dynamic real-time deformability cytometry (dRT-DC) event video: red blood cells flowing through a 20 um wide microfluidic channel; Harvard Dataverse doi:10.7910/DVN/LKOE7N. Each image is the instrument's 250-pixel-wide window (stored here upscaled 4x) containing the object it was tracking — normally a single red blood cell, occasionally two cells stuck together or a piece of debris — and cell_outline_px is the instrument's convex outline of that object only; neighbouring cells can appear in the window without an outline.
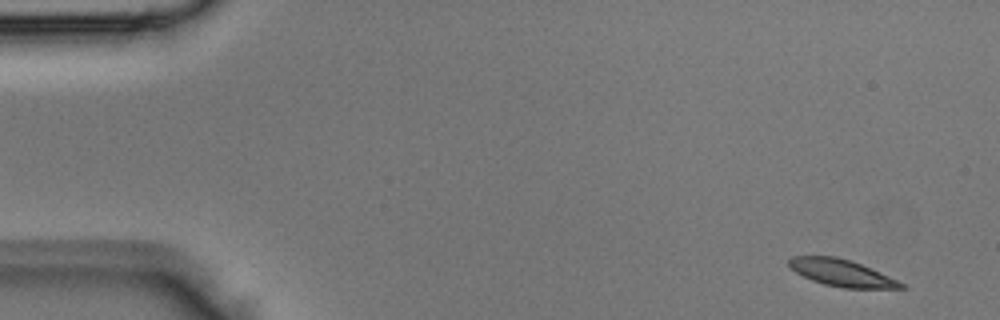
{"species": "Egyptian fruit bat (a non-hibernating species)", "species_latin": "Rousettus aegyptiacus", "temperature_condition": "room temperature", "stored_images_in_passage": 4, "segment_of_instrument_passage": [2, 2], "camera_frame_rate_fps": 3000, "um_per_image_px": 0.085, "animal": {"sex": "male"}, "frame": {"image": 1, "passage_image": 4, "time_ms": 1.0, "image_size_px": [1000, 320], "cell_outline_px": [[908, 288], [844, 288], [824, 284], [812, 280], [796, 272], [788, 264], [788, 260], [792, 256], [836, 256], [852, 260], [888, 276], [904, 284]], "centroid_in_image_um": [71.52, 23.18], "position_along_channel_um": 13.5, "area_um2": 17.34}}